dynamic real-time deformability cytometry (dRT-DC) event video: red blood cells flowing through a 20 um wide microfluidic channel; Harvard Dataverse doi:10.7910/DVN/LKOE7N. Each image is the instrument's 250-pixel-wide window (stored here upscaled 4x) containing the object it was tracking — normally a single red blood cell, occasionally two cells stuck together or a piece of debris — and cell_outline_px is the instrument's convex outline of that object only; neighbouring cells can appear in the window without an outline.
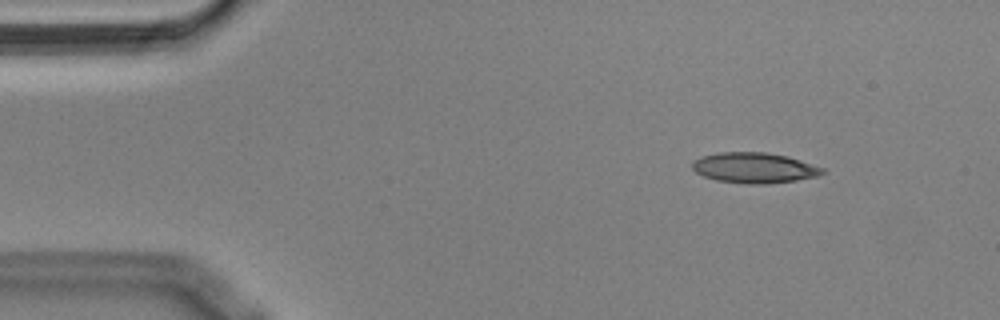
{"species": "Egyptian fruit bat (a non-hibernating species)", "species_latin": "Rousettus aegyptiacus", "temperature_condition": "cold", "stored_images_in_passage": 53, "camera_frame_rate_fps": 3000, "um_per_image_px": 0.085, "animal": {"sex": "male"}, "frame": {"image": 1, "passage_image": 5, "time_ms": 1.333, "image_size_px": [1000, 320], "cell_outline_px": [[824, 172], [816, 176], [796, 180], [768, 184], [748, 184], [716, 180], [704, 176], [696, 172], [692, 168], [692, 160], [700, 156], [720, 152], [768, 152], [788, 156], [824, 168]], "centroid_in_image_um": [64.08, 14.25], "position_along_channel_um": 20.9, "area_um2": 23.18}}
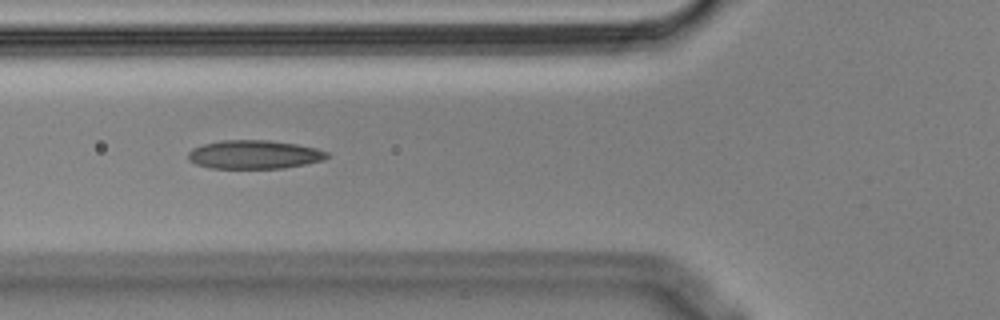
{"frame": {"image": 2, "passage_image": 18, "time_ms": 5.667, "image_size_px": [1000, 320], "cell_outline_px": [[328, 156], [324, 160], [284, 168], [212, 168], [196, 164], [188, 160], [188, 152], [192, 148], [204, 144], [220, 140], [268, 140], [296, 144], [316, 148], [328, 152]], "centroid_in_image_um": [21.59, 13.13], "position_along_channel_um": 104.2, "area_um2": 23.12}}
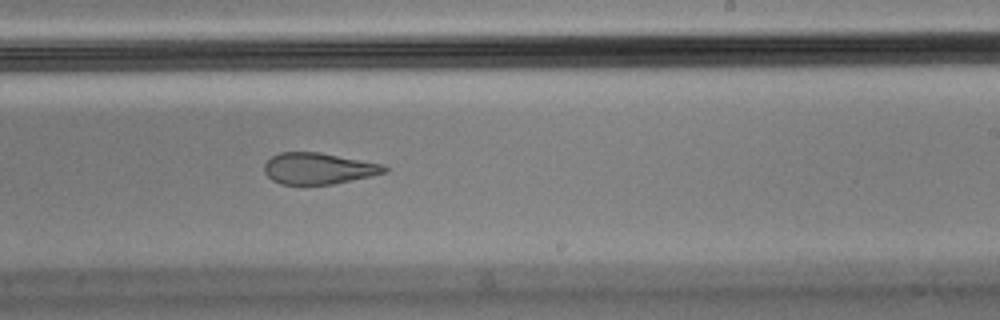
{"frame": {"image": 3, "passage_image": 31, "time_ms": 10.0, "image_size_px": [1000, 320], "cell_outline_px": [[388, 172], [372, 176], [332, 184], [280, 184], [272, 180], [264, 172], [264, 164], [272, 156], [280, 152], [320, 152], [384, 164], [388, 168]], "centroid_in_image_um": [27.09, 14.31], "position_along_channel_um": 261.9, "area_um2": 22.02}, "authors_computed_cell_mechanics": {"area_um2": 23.2356, "velocity_mm_per_s": 3.636, "shape_relaxation_time_tau1_ms": null, "shape_relaxation_time_tau2_ms": 2.4061, "deformation_change_tau1": null, "deformation_change_tau2": 0.1058}}